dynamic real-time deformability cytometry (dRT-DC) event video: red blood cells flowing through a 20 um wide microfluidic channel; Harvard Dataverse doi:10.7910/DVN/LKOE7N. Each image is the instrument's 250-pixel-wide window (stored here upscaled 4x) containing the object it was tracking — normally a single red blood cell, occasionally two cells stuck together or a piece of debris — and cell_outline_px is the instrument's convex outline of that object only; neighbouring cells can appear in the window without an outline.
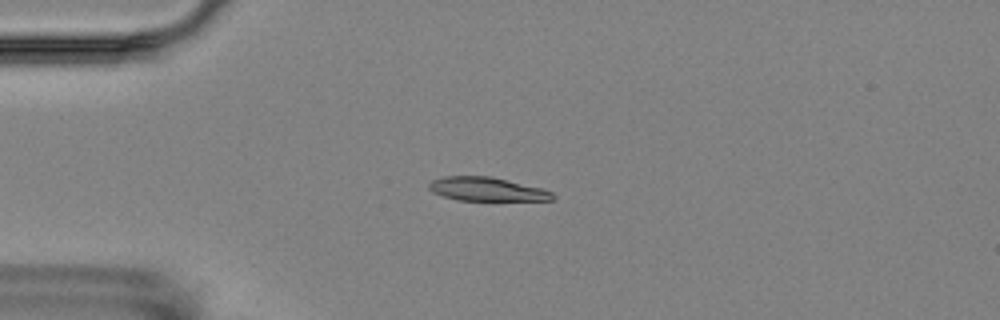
{"species": "Egyptian fruit bat (a non-hibernating species)", "species_latin": "Rousettus aegyptiacus", "temperature_condition": "room temperature", "stored_images_in_passage": 5, "camera_frame_rate_fps": 3000, "um_per_image_px": 0.085, "animal": {"sex": "female"}, "frame": {"image": 1, "passage_image": 4, "time_ms": 4.333, "image_size_px": [1000, 320], "cell_outline_px": [[556, 200], [456, 200], [432, 192], [428, 188], [428, 184], [432, 180], [444, 176], [492, 176], [540, 188], [552, 192], [556, 196]], "centroid_in_image_um": [41.37, 16.08], "position_along_channel_um": 43.6, "area_um2": 17.05}}